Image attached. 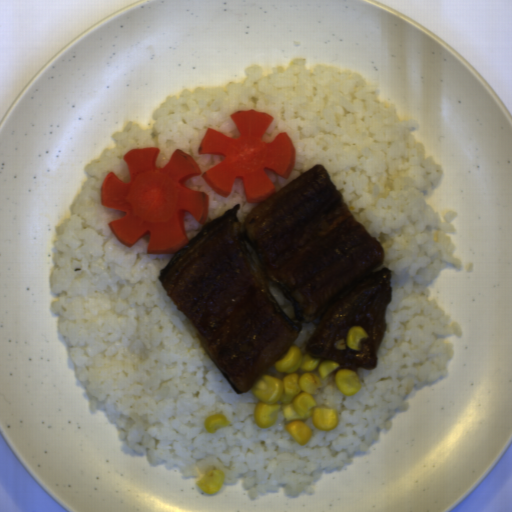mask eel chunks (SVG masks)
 I'll return each mask as SVG.
<instances>
[{
  "instance_id": "1",
  "label": "eel chunks",
  "mask_w": 512,
  "mask_h": 512,
  "mask_svg": "<svg viewBox=\"0 0 512 512\" xmlns=\"http://www.w3.org/2000/svg\"><path fill=\"white\" fill-rule=\"evenodd\" d=\"M241 204L204 225L157 276L235 393L251 390L315 329L304 352L340 369H376L392 304L385 251L353 216L323 163L313 164L239 220ZM269 285L293 302L294 324ZM368 338L337 350L350 327Z\"/></svg>"
}]
</instances>
